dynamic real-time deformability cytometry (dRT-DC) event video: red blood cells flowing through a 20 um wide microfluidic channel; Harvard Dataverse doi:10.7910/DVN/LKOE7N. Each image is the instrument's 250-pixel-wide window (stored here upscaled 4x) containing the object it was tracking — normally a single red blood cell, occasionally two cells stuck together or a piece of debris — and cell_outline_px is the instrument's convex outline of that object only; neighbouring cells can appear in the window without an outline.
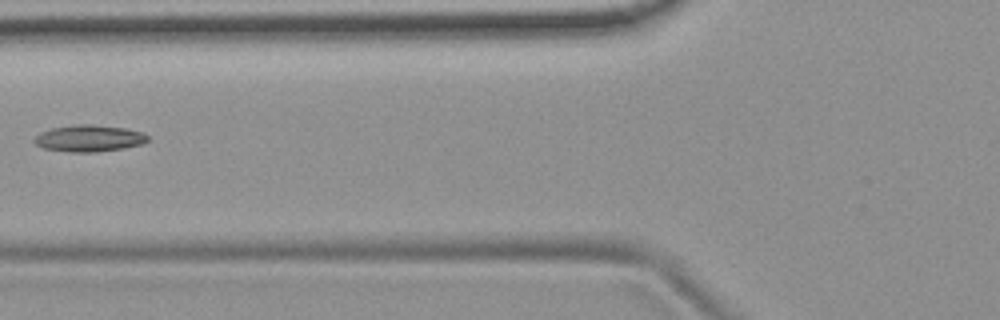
{"species": "common noctule bat (a hibernating species)", "species_latin": "Nyctalus noctula", "temperature_condition": "room temperature", "stored_images_in_passage": 3, "camera_frame_rate_fps": 3000, "um_per_image_px": 0.085, "animal": {"sex": "female", "body_mass_g": 19.9}, "frame": {"image": 1, "passage_image": 2, "time_ms": 1.333, "image_size_px": [1000, 320], "cell_outline_px": [[148, 140], [140, 144], [124, 148], [96, 152], [72, 152], [44, 148], [36, 144], [32, 140], [36, 136], [52, 128], [76, 124], [92, 124], [124, 128], [144, 132], [148, 136]], "centroid_in_image_um": [7.59, 11.75], "position_along_channel_um": 118.2, "area_um2": 17.46}}
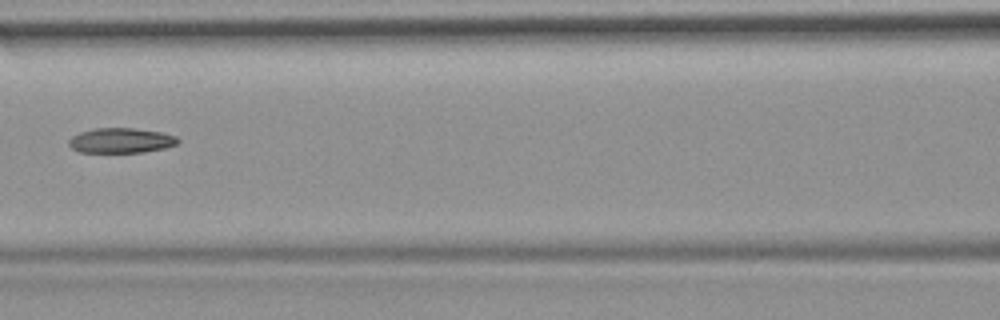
{"frame": {"image": 2, "passage_image": 3, "time_ms": 2.333, "image_size_px": [1000, 320], "cell_outline_px": [[180, 140], [176, 144], [164, 148], [144, 152], [80, 152], [72, 148], [68, 144], [68, 140], [72, 136], [80, 132], [92, 128], [132, 128], [160, 132], [176, 136]], "centroid_in_image_um": [10.26, 11.94], "position_along_channel_um": 156.3, "area_um2": 15.84}}